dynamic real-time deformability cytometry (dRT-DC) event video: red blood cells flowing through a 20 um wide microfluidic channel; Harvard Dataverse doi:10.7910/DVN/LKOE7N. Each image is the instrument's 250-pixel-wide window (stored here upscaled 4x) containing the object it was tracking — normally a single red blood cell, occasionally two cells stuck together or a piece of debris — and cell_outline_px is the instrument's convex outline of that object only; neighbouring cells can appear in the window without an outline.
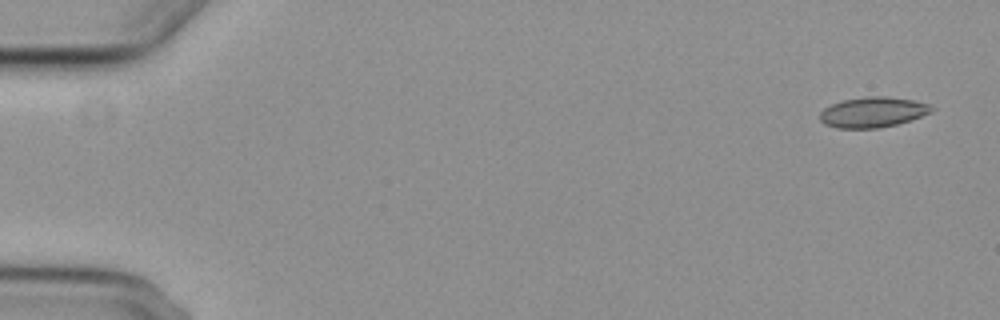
{"species": "common noctule bat (a hibernating species)", "species_latin": "Nyctalus noctula", "temperature_condition": "cold", "stored_images_in_passage": 5, "camera_frame_rate_fps": 3000, "um_per_image_px": 0.085, "animal": {"sex": "female", "body_mass_g": 29.2, "forearm_length_mm": 56.3}, "frame": {"image": 1, "passage_image": 1, "time_ms": 0.0, "image_size_px": [1000, 320], "cell_outline_px": [[936, 108], [932, 112], [896, 124], [880, 128], [836, 128], [824, 124], [820, 120], [820, 112], [824, 108], [832, 104], [844, 100], [868, 96], [884, 96], [912, 100], [928, 104]], "centroid_in_image_um": [74.17, 9.54], "position_along_channel_um": 10.8, "area_um2": 19.59}}